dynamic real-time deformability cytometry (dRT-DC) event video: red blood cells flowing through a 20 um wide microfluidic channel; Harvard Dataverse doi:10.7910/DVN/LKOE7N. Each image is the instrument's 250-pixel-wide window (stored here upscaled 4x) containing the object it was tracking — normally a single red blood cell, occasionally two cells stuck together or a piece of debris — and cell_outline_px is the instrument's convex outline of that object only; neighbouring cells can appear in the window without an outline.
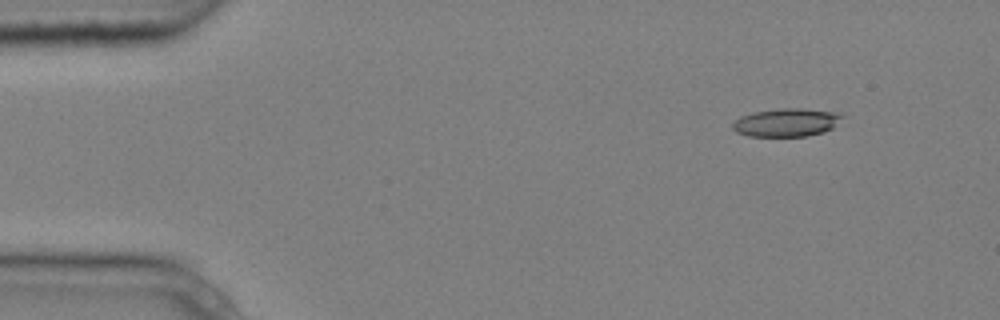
{"species": "common noctule bat (a hibernating species)", "species_latin": "Nyctalus noctula", "temperature_condition": "cold", "stored_images_in_passage": 4, "camera_frame_rate_fps": 3000, "um_per_image_px": 0.085, "animal": {"sex": "male", "body_mass_g": 20.4}, "frame": {"image": 1, "passage_image": 2, "time_ms": 0.333, "image_size_px": [1000, 320], "cell_outline_px": [[844, 116], [832, 128], [824, 132], [808, 136], [748, 136], [736, 132], [732, 128], [732, 124], [740, 116], [752, 112], [780, 108], [804, 108], [840, 112]], "centroid_in_image_um": [66.86, 10.4], "position_along_channel_um": 18.1, "area_um2": 18.21}}
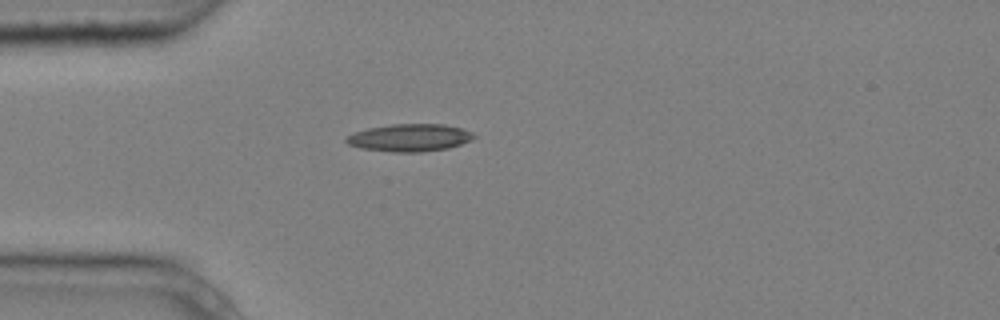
{"frame": {"image": 2, "passage_image": 4, "time_ms": 1.0, "image_size_px": [1000, 320], "cell_outline_px": [[476, 136], [472, 140], [448, 148], [420, 152], [392, 152], [360, 148], [348, 144], [344, 140], [348, 136], [356, 132], [368, 128], [392, 124], [444, 124], [460, 128], [472, 132]], "centroid_in_image_um": [34.83, 11.7], "position_along_channel_um": 50.2, "area_um2": 20.35}}